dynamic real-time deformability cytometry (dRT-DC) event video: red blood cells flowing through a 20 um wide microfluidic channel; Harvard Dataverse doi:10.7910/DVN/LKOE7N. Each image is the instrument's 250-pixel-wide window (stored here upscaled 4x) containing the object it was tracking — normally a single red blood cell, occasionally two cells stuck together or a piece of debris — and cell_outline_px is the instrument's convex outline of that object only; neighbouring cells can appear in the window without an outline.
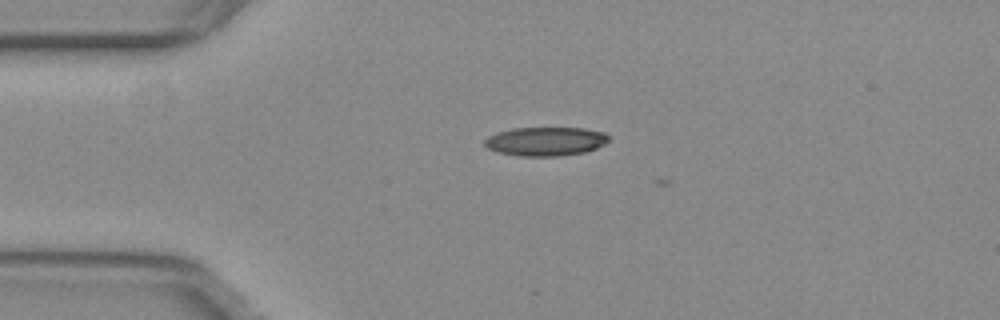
{"species": "common noctule bat (a hibernating species)", "species_latin": "Nyctalus noctula", "temperature_condition": "warm", "stored_images_in_passage": 3, "camera_frame_rate_fps": 3000, "um_per_image_px": 0.085, "animal": {"sex": "female", "body_mass_g": 29.2, "forearm_length_mm": 56.3}, "frame": {"image": 1, "passage_image": 1, "time_ms": 0.0, "image_size_px": [1000, 320], "cell_outline_px": [[608, 140], [604, 144], [596, 148], [584, 152], [560, 156], [520, 156], [500, 152], [488, 148], [484, 144], [484, 140], [488, 136], [496, 132], [512, 128], [584, 128], [604, 132], [608, 136]], "centroid_in_image_um": [46.36, 12.01], "position_along_channel_um": 38.6, "area_um2": 20.81}}